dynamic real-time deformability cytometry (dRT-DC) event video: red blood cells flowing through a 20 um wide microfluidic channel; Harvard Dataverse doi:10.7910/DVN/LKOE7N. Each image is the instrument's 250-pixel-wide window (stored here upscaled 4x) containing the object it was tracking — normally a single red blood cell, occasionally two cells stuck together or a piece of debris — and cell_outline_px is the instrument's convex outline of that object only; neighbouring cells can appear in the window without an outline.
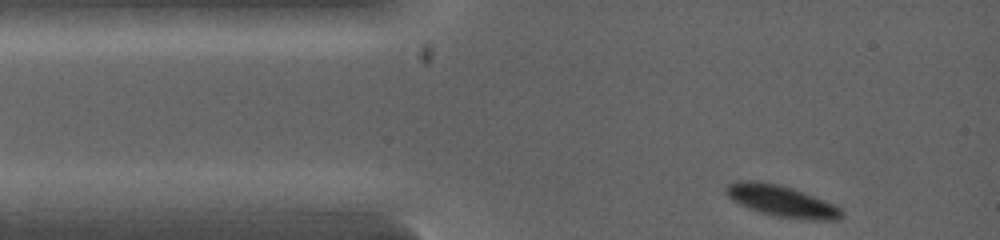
{"species": "common noctule bat (a hibernating species)", "species_latin": "Nyctalus noctula", "temperature_condition": "warm", "stored_images_in_passage": 8, "camera_frame_rate_fps": 5000, "um_per_image_px": 0.085, "animal": {"sex": "female", "body_mass_g": 19.0, "forearm_length_mm": 53.3}, "frame": {"image": 1, "passage_image": 1, "time_ms": 0.0, "image_size_px": [1000, 240], "cell_outline_px": [[844, 216], [840, 220], [812, 220], [776, 216], [760, 212], [740, 204], [732, 200], [724, 192], [724, 188], [728, 184], [736, 180], [760, 180], [792, 188], [824, 200], [840, 208], [844, 212]], "centroid_in_image_um": [66.42, 17.08], "position_along_channel_um": 18.6, "area_um2": 21.15}}
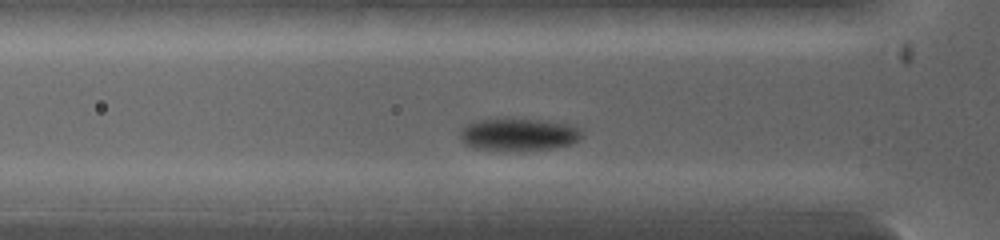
{"frame": {"image": 2, "passage_image": 8, "time_ms": 1.8, "image_size_px": [1000, 240], "cell_outline_px": [[584, 136], [576, 144], [552, 148], [520, 152], [508, 152], [472, 148], [464, 144], [460, 140], [460, 132], [472, 120], [496, 116], [504, 116], [548, 120], [572, 124], [584, 128]], "centroid_in_image_um": [44.13, 11.41], "position_along_channel_um": 81.7, "area_um2": 25.14}}